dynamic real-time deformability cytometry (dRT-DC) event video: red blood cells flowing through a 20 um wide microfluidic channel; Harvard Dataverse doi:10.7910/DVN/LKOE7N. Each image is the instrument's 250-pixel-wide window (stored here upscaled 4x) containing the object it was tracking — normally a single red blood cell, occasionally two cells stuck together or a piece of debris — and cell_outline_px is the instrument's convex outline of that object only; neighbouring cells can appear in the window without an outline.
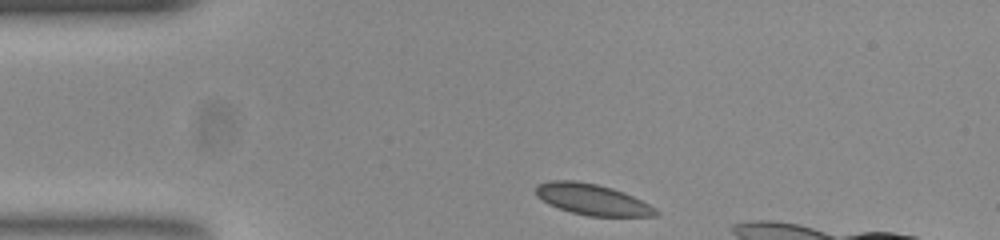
{"species": "common noctule bat (a hibernating species)", "species_latin": "Nyctalus noctula", "temperature_condition": "room temperature", "stored_images_in_passage": 36, "camera_frame_rate_fps": 3000, "um_per_image_px": 0.085, "animal": {"sex": "female", "body_mass_g": 23.0, "forearm_length_mm": 53.4}, "frame": {"image": 1, "passage_image": 1, "time_ms": 0.0, "image_size_px": [1000, 240], "cell_outline_px": [[660, 212], [656, 216], [588, 216], [572, 212], [548, 204], [536, 196], [536, 184], [552, 180], [576, 180], [596, 184], [612, 188], [624, 192], [648, 204]], "centroid_in_image_um": [50.31, 16.95], "position_along_channel_um": 34.7, "area_um2": 21.56}}
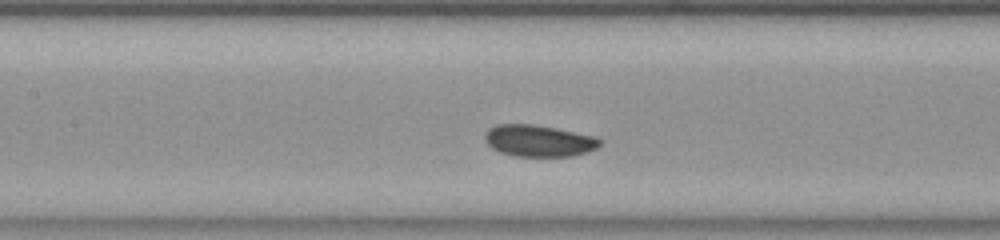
{"frame": {"image": 2, "passage_image": 14, "time_ms": 4.333, "image_size_px": [1000, 240], "cell_outline_px": [[600, 144], [596, 148], [584, 152], [568, 156], [516, 156], [500, 152], [492, 148], [488, 144], [484, 136], [488, 128], [496, 124], [532, 124], [592, 136], [600, 140]], "centroid_in_image_um": [45.71, 11.96], "position_along_channel_um": 161.7, "area_um2": 20.69}}
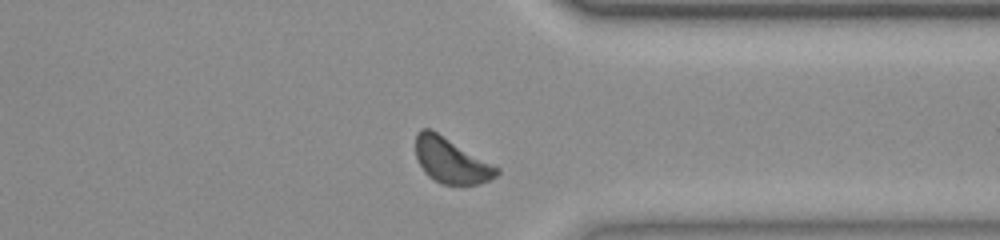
{"frame": {"image": 3, "passage_image": 31, "time_ms": 10.0, "image_size_px": [1000, 240], "cell_outline_px": [[500, 172], [496, 176], [480, 184], [464, 188], [440, 184], [428, 176], [424, 172], [416, 156], [416, 136], [420, 128], [432, 128], [500, 168]], "centroid_in_image_um": [38.36, 13.68], "position_along_channel_um": 373.0, "area_um2": 22.08}}